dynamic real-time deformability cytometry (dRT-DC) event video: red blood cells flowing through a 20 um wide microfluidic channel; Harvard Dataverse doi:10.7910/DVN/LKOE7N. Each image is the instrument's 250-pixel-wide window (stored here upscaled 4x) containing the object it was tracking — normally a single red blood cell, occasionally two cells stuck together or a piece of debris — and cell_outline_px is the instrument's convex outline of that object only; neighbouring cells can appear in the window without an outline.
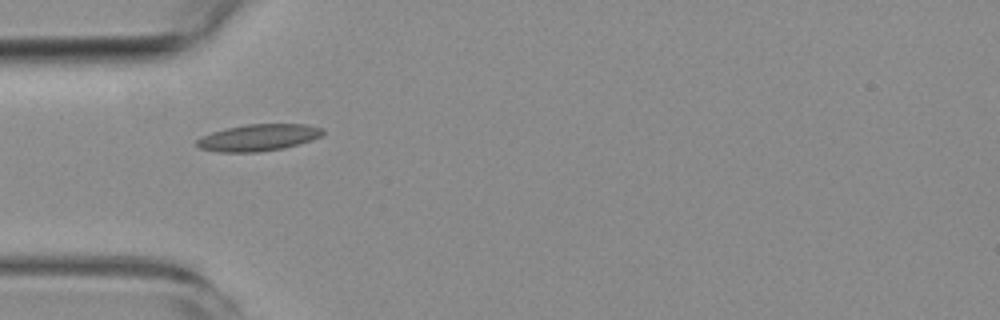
{"species": "common noctule bat (a hibernating species)", "species_latin": "Nyctalus noctula", "temperature_condition": "room temperature", "stored_images_in_passage": 3, "camera_frame_rate_fps": 3000, "um_per_image_px": 0.085, "animal": {"sex": "female", "body_mass_g": 19.3, "forearm_length_mm": 54.1}, "frame": {"image": 1, "passage_image": 2, "time_ms": 1.333, "image_size_px": [1000, 320], "cell_outline_px": [[324, 132], [320, 136], [312, 140], [284, 148], [256, 152], [220, 152], [200, 148], [196, 144], [196, 140], [200, 136], [224, 128], [248, 124], [308, 124], [324, 128]], "centroid_in_image_um": [21.96, 11.68], "position_along_channel_um": 63.0, "area_um2": 19.71}}
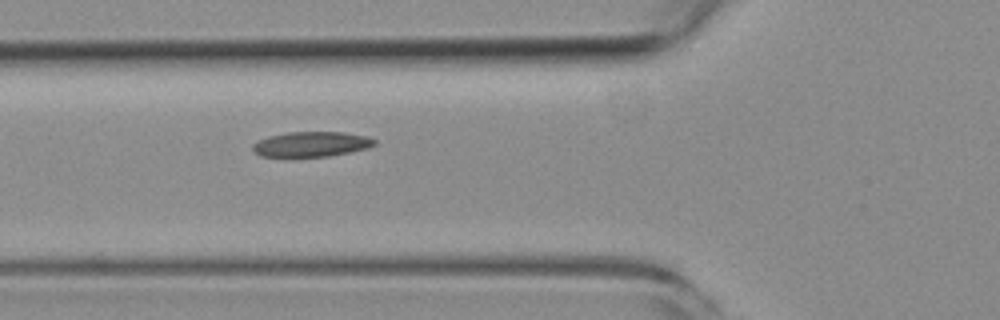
{"frame": {"image": 2, "passage_image": 3, "time_ms": 2.333, "image_size_px": [1000, 320], "cell_outline_px": [[376, 144], [368, 148], [352, 152], [328, 156], [260, 156], [252, 148], [252, 144], [256, 140], [268, 136], [288, 132], [344, 132], [368, 136], [376, 140]], "centroid_in_image_um": [26.49, 12.24], "position_along_channel_um": 99.3, "area_um2": 17.86}}